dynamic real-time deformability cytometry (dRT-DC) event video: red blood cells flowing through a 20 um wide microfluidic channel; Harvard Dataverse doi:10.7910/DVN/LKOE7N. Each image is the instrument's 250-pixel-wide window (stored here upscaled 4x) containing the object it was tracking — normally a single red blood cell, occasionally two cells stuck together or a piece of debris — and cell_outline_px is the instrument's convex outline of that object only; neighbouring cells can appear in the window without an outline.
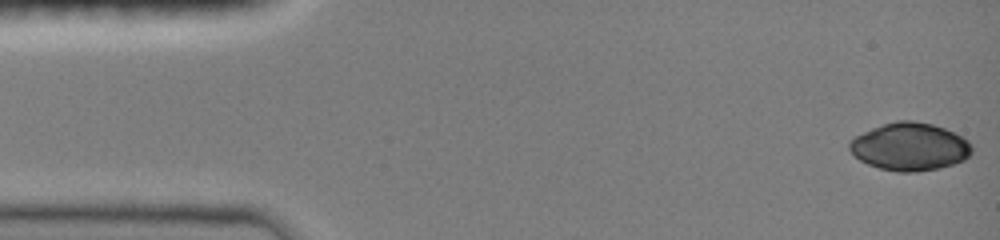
{"species": "common noctule bat (a hibernating species)", "species_latin": "Nyctalus noctula", "temperature_condition": "room temperature", "stored_images_in_passage": 53, "camera_frame_rate_fps": 3000, "um_per_image_px": 0.085, "animal": {"sex": "female", "body_mass_g": 19.0, "forearm_length_mm": 51.5}, "frame": {"image": 1, "passage_image": 1, "time_ms": 0.0, "image_size_px": [1000, 240], "cell_outline_px": [[972, 152], [964, 160], [940, 168], [916, 172], [896, 172], [880, 168], [868, 164], [860, 160], [848, 148], [848, 144], [856, 136], [872, 128], [896, 120], [912, 120], [932, 124], [944, 128], [968, 140], [972, 148]], "centroid_in_image_um": [77.33, 12.47], "position_along_channel_um": 7.7, "area_um2": 33.87}}